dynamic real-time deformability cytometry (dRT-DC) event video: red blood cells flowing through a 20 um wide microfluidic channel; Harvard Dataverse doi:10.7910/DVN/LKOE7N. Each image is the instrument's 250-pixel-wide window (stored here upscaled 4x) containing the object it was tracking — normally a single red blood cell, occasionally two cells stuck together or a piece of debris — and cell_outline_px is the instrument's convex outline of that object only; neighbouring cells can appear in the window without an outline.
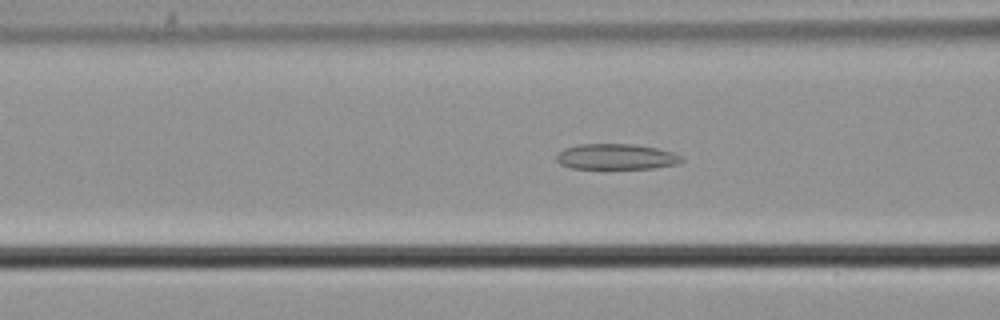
{"species": "common noctule bat (a hibernating species)", "species_latin": "Nyctalus noctula", "temperature_condition": "cold", "stored_images_in_passage": 57, "camera_frame_rate_fps": 3000, "um_per_image_px": 0.085, "animal": {"sex": "male", "body_mass_g": 21.5, "forearm_length_mm": 52.0}, "frame": {"image": 1, "passage_image": 23, "time_ms": 7.333, "image_size_px": [1000, 320], "cell_outline_px": [[684, 160], [680, 164], [656, 168], [572, 168], [560, 164], [556, 160], [556, 152], [564, 148], [580, 144], [636, 144], [656, 148], [672, 152], [684, 156]], "centroid_in_image_um": [52.4, 13.31], "position_along_channel_um": 114.2, "area_um2": 18.9}}
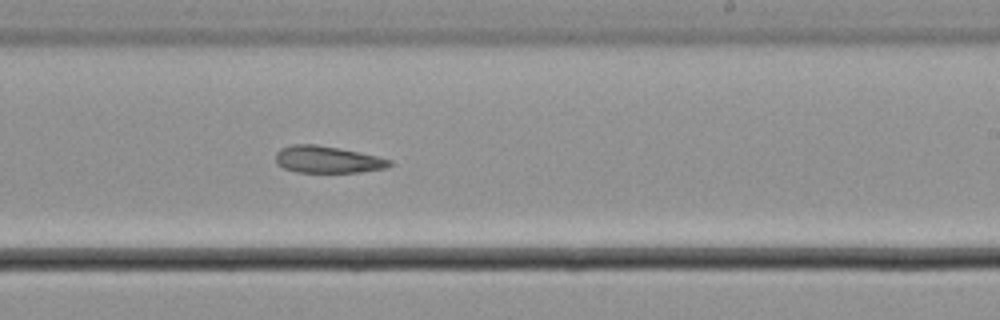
{"frame": {"image": 2, "passage_image": 35, "time_ms": 11.333, "image_size_px": [1000, 320], "cell_outline_px": [[392, 164], [388, 168], [360, 172], [296, 172], [284, 168], [276, 164], [276, 152], [280, 148], [292, 144], [316, 144], [340, 148], [376, 156], [392, 160]], "centroid_in_image_um": [27.82, 13.56], "position_along_channel_um": 261.2, "area_um2": 17.98}}
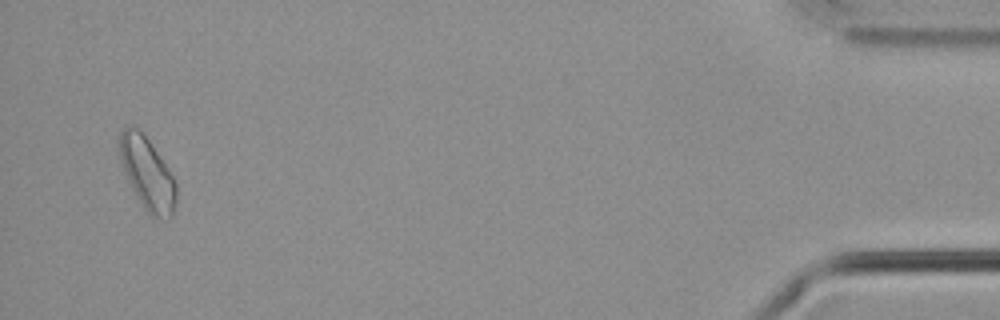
{"frame": {"image": 3, "passage_image": 55, "time_ms": 18.0, "image_size_px": [1000, 320], "cell_outline_px": [[176, 204], [172, 216], [168, 220], [152, 216], [144, 208], [132, 188], [128, 180], [120, 156], [120, 132], [128, 124], [132, 124], [148, 140], [168, 168], [176, 184]], "centroid_in_image_um": [12.54, 14.78], "position_along_channel_um": 422.7, "area_um2": 23.35}}